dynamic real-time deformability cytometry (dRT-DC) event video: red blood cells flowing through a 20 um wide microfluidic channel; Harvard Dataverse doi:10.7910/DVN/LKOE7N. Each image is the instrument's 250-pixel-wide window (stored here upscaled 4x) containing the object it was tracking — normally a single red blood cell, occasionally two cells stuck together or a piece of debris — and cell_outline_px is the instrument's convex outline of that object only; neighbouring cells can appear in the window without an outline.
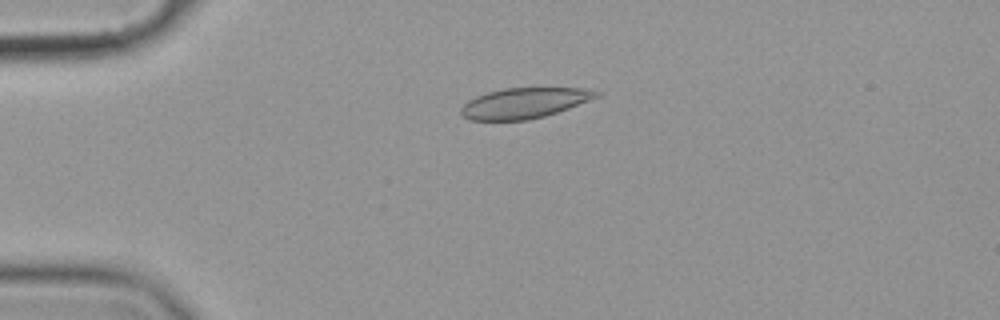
{"species": "common noctule bat (a hibernating species)", "species_latin": "Nyctalus noctula", "temperature_condition": "cold", "stored_images_in_passage": 57, "camera_frame_rate_fps": 3000, "um_per_image_px": 0.085, "animal": {"sex": "female", "body_mass_g": 19.9}, "frame": {"image": 1, "passage_image": 14, "time_ms": 4.333, "image_size_px": [1000, 320], "cell_outline_px": [[604, 92], [600, 96], [568, 108], [544, 116], [528, 120], [468, 120], [460, 112], [460, 108], [468, 100], [476, 96], [488, 92], [504, 88], [592, 88]], "centroid_in_image_um": [44.6, 8.75], "position_along_channel_um": 40.4, "area_um2": 24.1}}
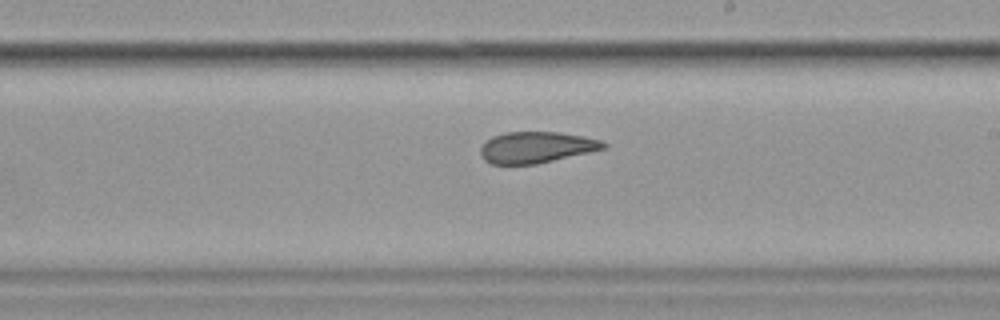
{"frame": {"image": 2, "passage_image": 34, "time_ms": 11.0, "image_size_px": [1000, 320], "cell_outline_px": [[608, 148], [536, 164], [492, 164], [484, 160], [480, 156], [480, 148], [492, 136], [504, 132], [560, 132], [584, 136], [600, 140], [608, 144]], "centroid_in_image_um": [45.6, 12.52], "position_along_channel_um": 243.4, "area_um2": 22.48}}
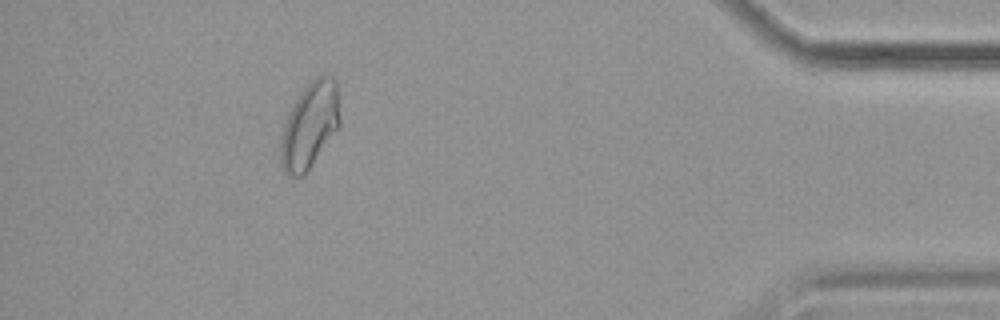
{"frame": {"image": 3, "passage_image": 52, "time_ms": 17.0, "image_size_px": [1000, 320], "cell_outline_px": [[340, 128], [304, 176], [292, 176], [284, 172], [280, 160], [280, 144], [284, 124], [288, 112], [300, 92], [316, 76], [332, 76], [336, 80], [340, 120]], "centroid_in_image_um": [26.34, 10.68], "position_along_channel_um": 408.9, "area_um2": 29.88}, "authors_computed_cell_mechanics": {"area_um2": 25.2008, "velocity_mm_per_s": 3.5515, "shape_relaxation_time_tau1_ms": null, "shape_relaxation_time_tau2_ms": 2.5673, "deformation_change_tau1": null, "deformation_change_tau2": 0.0601}}